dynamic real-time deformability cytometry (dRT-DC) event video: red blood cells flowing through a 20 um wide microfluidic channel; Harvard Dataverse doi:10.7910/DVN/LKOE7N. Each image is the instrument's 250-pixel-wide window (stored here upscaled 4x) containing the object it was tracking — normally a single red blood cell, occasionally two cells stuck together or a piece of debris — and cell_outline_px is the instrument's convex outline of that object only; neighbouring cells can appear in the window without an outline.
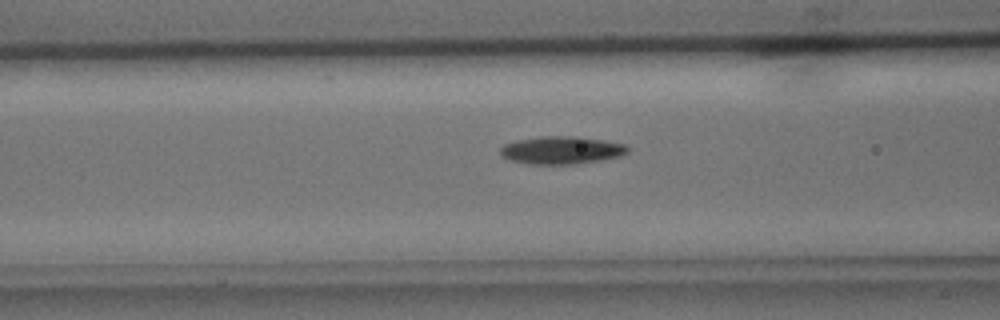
{"species": "common noctule bat (a hibernating species)", "species_latin": "Nyctalus noctula", "temperature_condition": "cold", "stored_images_in_passage": 35, "camera_frame_rate_fps": 3000, "um_per_image_px": 0.085, "animal": {"sex": "male", "body_mass_g": 15.6}, "frame": {"image": 1, "passage_image": 5, "time_ms": 1.333, "image_size_px": [1000, 320], "cell_outline_px": [[628, 152], [620, 156], [600, 160], [572, 164], [532, 164], [512, 160], [504, 156], [500, 152], [500, 148], [504, 144], [516, 140], [540, 136], [580, 136], [604, 140], [624, 144], [628, 148]], "centroid_in_image_um": [47.74, 12.75], "position_along_channel_um": 118.9, "area_um2": 20.46}}
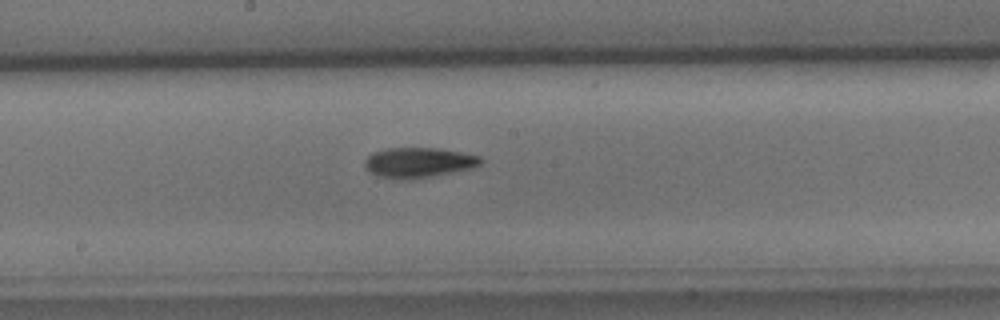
{"frame": {"image": 2, "passage_image": 12, "time_ms": 3.667, "image_size_px": [1000, 320], "cell_outline_px": [[484, 160], [480, 164], [472, 168], [412, 180], [396, 180], [376, 176], [368, 172], [364, 168], [364, 160], [372, 152], [388, 148], [440, 148], [480, 156]], "centroid_in_image_um": [35.52, 13.83], "position_along_channel_um": 212.7, "area_um2": 20.75}}
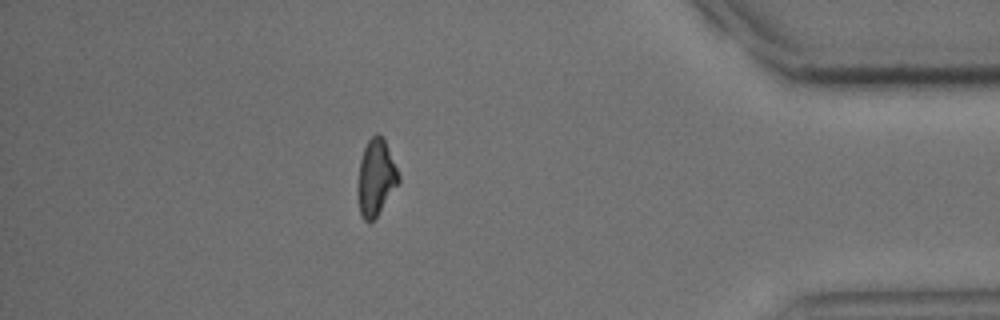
{"frame": {"image": 3, "passage_image": 29, "time_ms": 9.333, "image_size_px": [1000, 320], "cell_outline_px": [[400, 184], [376, 216], [368, 224], [360, 216], [356, 192], [356, 188], [360, 160], [364, 148], [368, 140], [376, 132], [384, 136], [400, 176]], "centroid_in_image_um": [31.94, 15.1], "position_along_channel_um": 403.3, "area_um2": 18.73}, "authors_computed_cell_mechanics": {"area_um2": 19.1318, "velocity_mm_per_s": 4.0108, "shape_relaxation_time_tau1_ms": 2.5297, "shape_relaxation_time_tau2_ms": null, "deformation_change_tau1": 0.1299, "deformation_change_tau2": null}}